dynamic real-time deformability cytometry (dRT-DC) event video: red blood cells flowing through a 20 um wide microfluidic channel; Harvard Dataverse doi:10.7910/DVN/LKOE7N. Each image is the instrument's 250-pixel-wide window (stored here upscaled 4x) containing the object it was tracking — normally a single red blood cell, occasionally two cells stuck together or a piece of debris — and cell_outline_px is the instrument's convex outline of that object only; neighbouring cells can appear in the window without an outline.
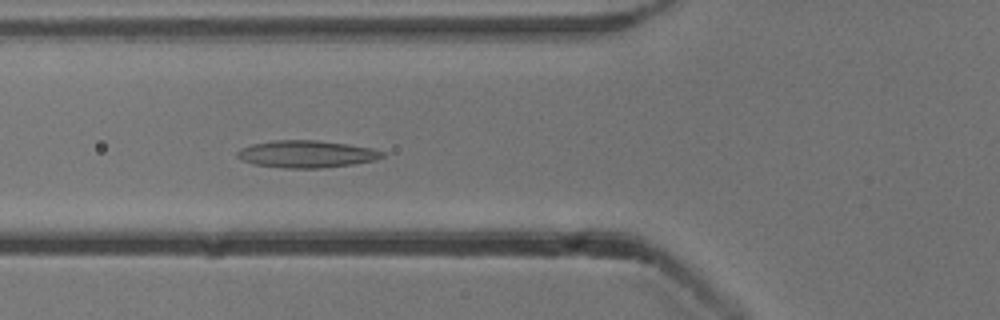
{"species": "common noctule bat (a hibernating species)", "species_latin": "Nyctalus noctula", "temperature_condition": "cold", "stored_images_in_passage": 45, "camera_frame_rate_fps": 3000, "um_per_image_px": 0.085, "animal": {"sex": "male", "body_mass_g": 13.3}, "frame": {"image": 1, "passage_image": 19, "time_ms": 6.0, "image_size_px": [1000, 320], "cell_outline_px": [[384, 156], [376, 160], [352, 164], [320, 168], [284, 168], [252, 164], [236, 156], [236, 152], [240, 148], [252, 144], [272, 140], [316, 140], [348, 144], [372, 148], [384, 152]], "centroid_in_image_um": [26.04, 13.09], "position_along_channel_um": 99.8, "area_um2": 23.0}}
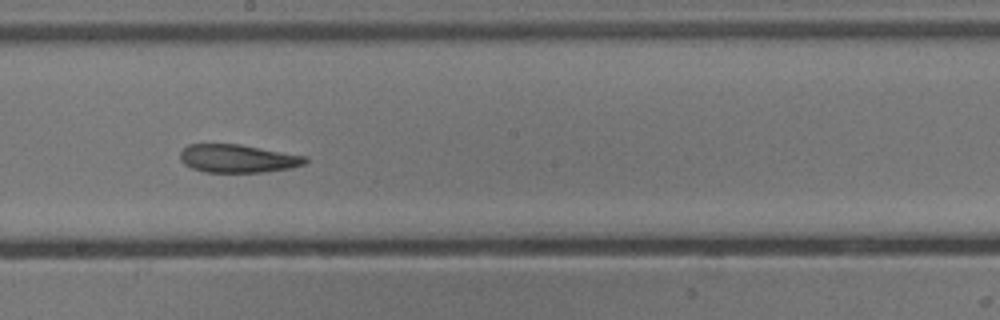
{"frame": {"image": 2, "passage_image": 29, "time_ms": 9.333, "image_size_px": [1000, 320], "cell_outline_px": [[308, 160], [304, 164], [292, 168], [264, 172], [204, 172], [192, 168], [184, 164], [180, 160], [180, 152], [188, 144], [240, 144], [308, 156]], "centroid_in_image_um": [20.23, 13.47], "position_along_channel_um": 228.0, "area_um2": 20.69}}
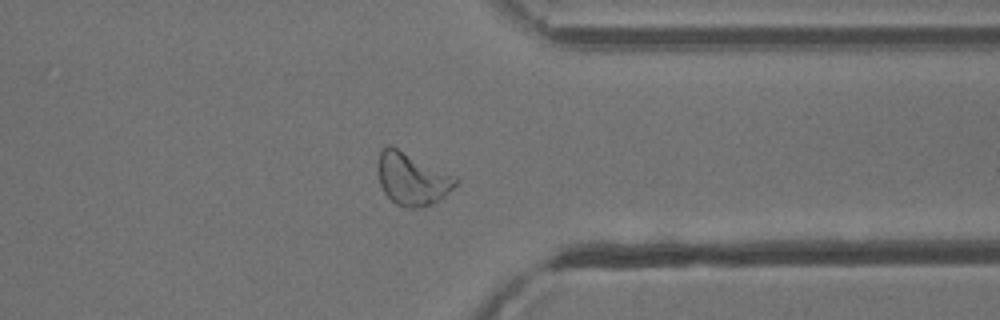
{"frame": {"image": 3, "passage_image": 41, "time_ms": 13.333, "image_size_px": [1000, 320], "cell_outline_px": [[460, 180], [444, 196], [432, 204], [424, 208], [404, 208], [396, 204], [384, 192], [380, 184], [376, 172], [376, 160], [380, 152], [388, 144], [456, 176]], "centroid_in_image_um": [34.99, 15.22], "position_along_channel_um": 376.4, "area_um2": 23.87}, "authors_computed_cell_mechanics": {"area_um2": 23.0044, "velocity_mm_per_s": 3.8333, "shape_relaxation_time_tau1_ms": null, "shape_relaxation_time_tau2_ms": 5.4407, "deformation_change_tau1": null, "deformation_change_tau2": 0.1473}}